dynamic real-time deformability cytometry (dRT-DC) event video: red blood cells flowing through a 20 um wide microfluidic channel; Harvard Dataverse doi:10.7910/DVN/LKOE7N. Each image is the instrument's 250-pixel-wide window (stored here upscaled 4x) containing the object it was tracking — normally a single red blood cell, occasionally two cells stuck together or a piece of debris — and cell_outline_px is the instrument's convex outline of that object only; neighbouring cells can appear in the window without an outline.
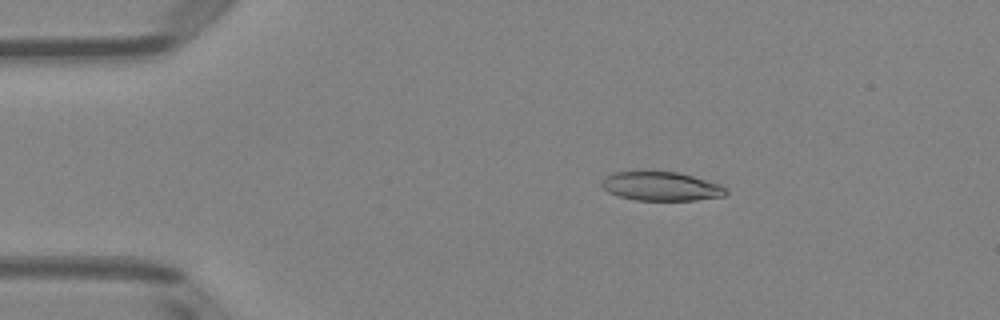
{"species": "Egyptian fruit bat (a non-hibernating species)", "species_latin": "Rousettus aegyptiacus", "temperature_condition": "room temperature", "stored_images_in_passage": 50, "camera_frame_rate_fps": 3000, "um_per_image_px": 0.085, "animal": {"sex": "female"}, "frame": {"image": 1, "passage_image": 9, "time_ms": 2.667, "image_size_px": [1000, 320], "cell_outline_px": [[728, 192], [724, 196], [696, 200], [636, 200], [620, 196], [608, 192], [600, 184], [600, 180], [604, 176], [612, 172], [648, 168], [680, 172], [720, 184], [728, 188]], "centroid_in_image_um": [56.15, 15.77], "position_along_channel_um": 28.9, "area_um2": 22.02}}
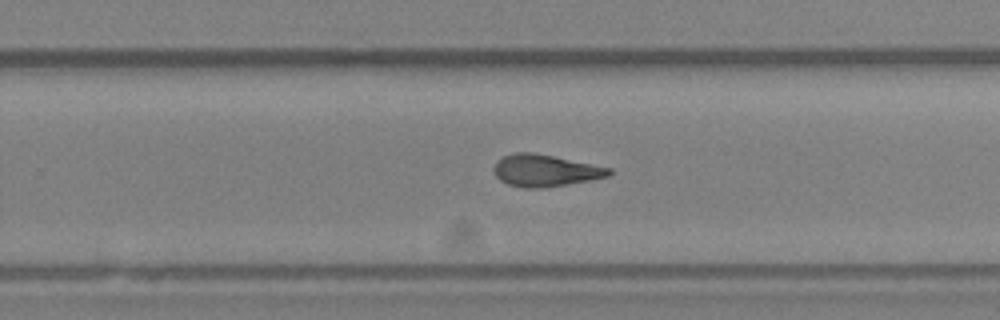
{"frame": {"image": 2, "passage_image": 32, "time_ms": 10.333, "image_size_px": [1000, 320], "cell_outline_px": [[612, 172], [608, 176], [588, 180], [544, 188], [524, 188], [508, 184], [500, 180], [496, 176], [492, 168], [496, 160], [504, 156], [516, 152], [532, 152], [612, 168]], "centroid_in_image_um": [46.29, 14.49], "position_along_channel_um": 283.5, "area_um2": 21.27}}
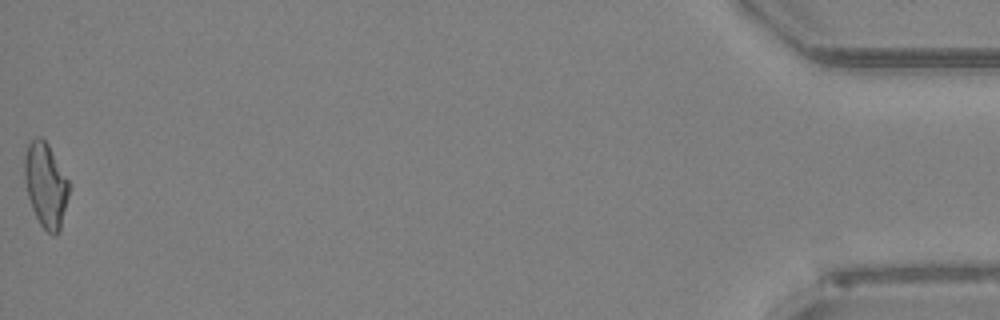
{"frame": {"image": 3, "passage_image": 50, "time_ms": 16.333, "image_size_px": [1000, 320], "cell_outline_px": [[68, 196], [60, 232], [56, 236], [52, 236], [40, 224], [32, 208], [28, 196], [24, 180], [24, 156], [28, 144], [36, 136], [40, 136], [48, 144], [68, 180]], "centroid_in_image_um": [3.87, 15.75], "position_along_channel_um": 431.3, "area_um2": 21.79}, "authors_computed_cell_mechanics": {"area_um2": 21.7906, "velocity_mm_per_s": 4.0814, "shape_relaxation_time_tau1_ms": 10.9259, "shape_relaxation_time_tau2_ms": 3.4715, "deformation_change_tau1": 0.2556, "deformation_change_tau2": 0.1362}}